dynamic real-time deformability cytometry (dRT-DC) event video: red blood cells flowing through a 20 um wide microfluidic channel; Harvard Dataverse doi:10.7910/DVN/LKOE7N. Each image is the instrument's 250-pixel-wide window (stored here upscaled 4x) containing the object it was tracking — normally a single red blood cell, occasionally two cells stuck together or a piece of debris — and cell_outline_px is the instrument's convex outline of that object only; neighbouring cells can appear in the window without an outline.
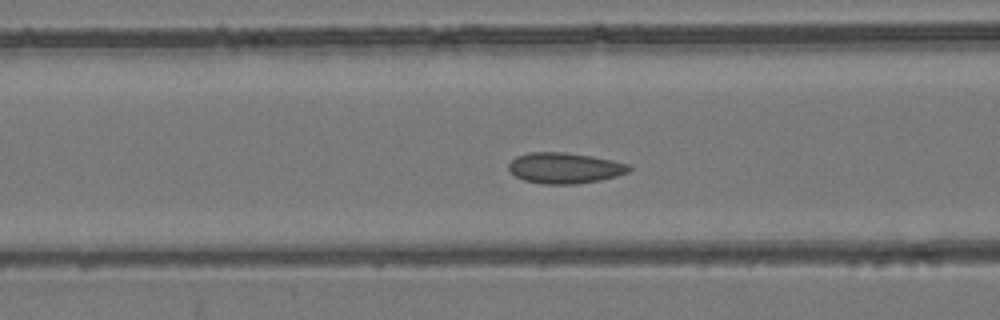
{"species": "common noctule bat (a hibernating species)", "species_latin": "Nyctalus noctula", "temperature_condition": "room temperature", "stored_images_in_passage": 52, "camera_frame_rate_fps": 3000, "um_per_image_px": 0.085, "animal": {"sex": "female", "body_mass_g": 24.6, "forearm_length_mm": 56.2}, "frame": {"image": 1, "passage_image": 20, "time_ms": 6.333, "image_size_px": [1000, 320], "cell_outline_px": [[632, 168], [628, 172], [616, 176], [600, 180], [576, 184], [544, 184], [524, 180], [516, 176], [508, 168], [508, 164], [516, 156], [528, 152], [564, 152], [592, 156], [632, 164]], "centroid_in_image_um": [48.02, 14.27], "position_along_channel_um": 118.6, "area_um2": 21.68}}
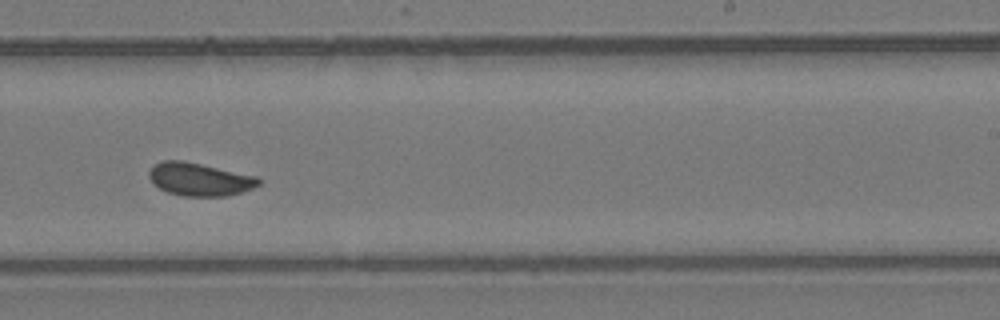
{"frame": {"image": 2, "passage_image": 32, "time_ms": 10.333, "image_size_px": [1000, 320], "cell_outline_px": [[260, 184], [252, 188], [228, 196], [184, 196], [168, 192], [152, 184], [148, 176], [148, 172], [156, 164], [164, 160], [180, 160], [260, 176]], "centroid_in_image_um": [16.98, 15.24], "position_along_channel_um": 272.0, "area_um2": 21.04}}
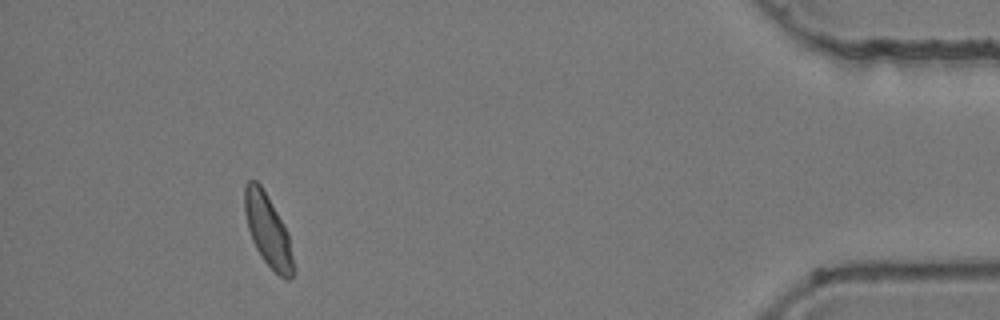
{"frame": {"image": 3, "passage_image": 48, "time_ms": 15.667, "image_size_px": [1000, 320], "cell_outline_px": [[296, 268], [292, 276], [288, 280], [284, 280], [260, 256], [252, 240], [248, 228], [244, 212], [244, 184], [248, 180], [256, 180], [260, 184], [284, 224], [288, 232]], "centroid_in_image_um": [22.78, 19.6], "position_along_channel_um": 412.4, "area_um2": 20.58}, "authors_computed_cell_mechanics": {"area_um2": 21.0103, "velocity_mm_per_s": 3.8448, "shape_relaxation_time_tau1_ms": 4.2159, "shape_relaxation_time_tau2_ms": 0.7025, "deformation_change_tau1": 0.0824, "deformation_change_tau2": 0.0478}}